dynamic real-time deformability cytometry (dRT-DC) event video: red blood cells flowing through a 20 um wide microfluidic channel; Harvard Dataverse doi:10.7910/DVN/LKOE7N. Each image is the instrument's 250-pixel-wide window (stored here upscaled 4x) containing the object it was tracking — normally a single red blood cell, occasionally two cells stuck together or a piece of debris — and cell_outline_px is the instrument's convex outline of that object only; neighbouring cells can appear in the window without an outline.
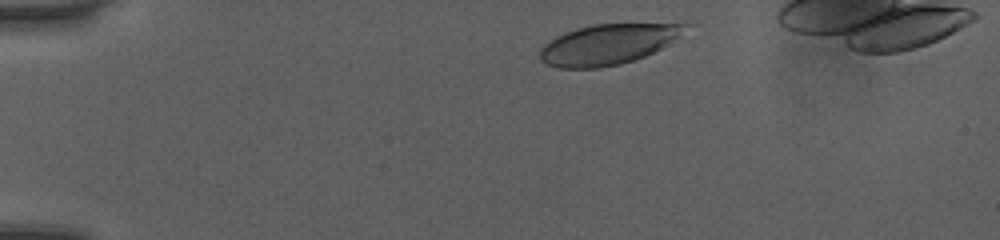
{"species": "human", "species_latin": "Homo sapiens", "temperature_condition": "room temperature", "stored_images_in_passage": 36, "camera_frame_rate_fps": 3000, "um_per_image_px": 0.085, "donor": {"sex": "female"}, "frame": {"image": 1, "passage_image": 3, "time_ms": 0.667, "image_size_px": [1000, 240], "cell_outline_px": [[692, 24], [668, 44], [644, 56], [620, 64], [596, 68], [560, 68], [548, 64], [540, 60], [540, 48], [544, 44], [556, 36], [576, 28], [592, 24]], "centroid_in_image_um": [51.62, 3.77], "position_along_channel_um": 33.4, "area_um2": 33.64}}
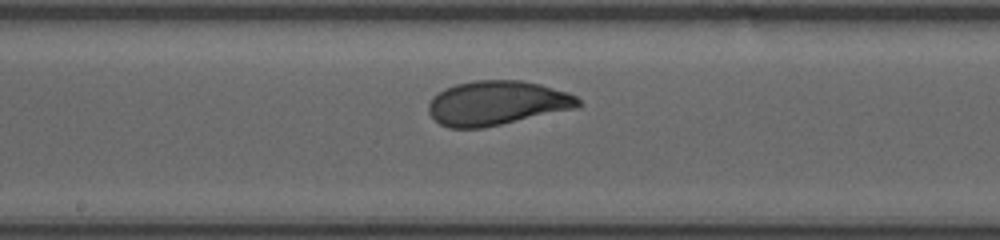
{"frame": {"image": 2, "passage_image": 21, "time_ms": 6.667, "image_size_px": [1000, 240], "cell_outline_px": [[584, 104], [576, 108], [500, 124], [480, 128], [448, 128], [440, 124], [428, 112], [428, 104], [432, 96], [444, 88], [456, 84], [472, 80], [520, 80], [540, 84], [568, 92], [576, 96]], "centroid_in_image_um": [42.22, 8.74], "position_along_channel_um": 206.0, "area_um2": 38.73}}
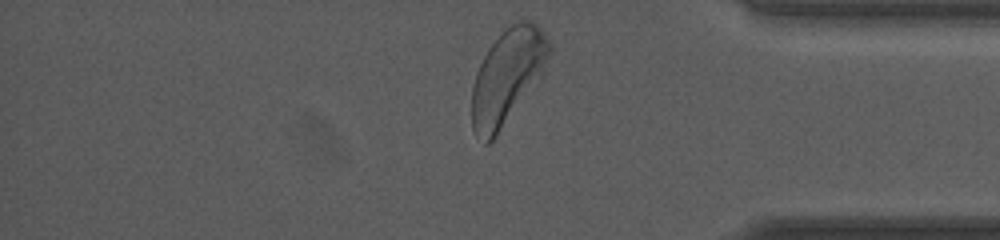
{"frame": {"image": 3, "passage_image": 36, "time_ms": 11.667, "image_size_px": [1000, 240], "cell_outline_px": [[552, 52], [544, 76], [496, 136], [488, 144], [484, 144], [472, 128], [472, 88], [476, 72], [488, 48], [500, 32], [520, 16], [532, 20], [544, 32], [552, 44]], "centroid_in_image_um": [43.2, 6.44], "position_along_channel_um": 392.0, "area_um2": 44.04}, "authors_computed_cell_mechanics": {"area_um2": 37.7145, "velocity_mm_per_s": 4.0295, "shape_relaxation_time_tau1_ms": 2.4232, "shape_relaxation_time_tau2_ms": null, "deformation_change_tau1": 0.1356, "deformation_change_tau2": null}}